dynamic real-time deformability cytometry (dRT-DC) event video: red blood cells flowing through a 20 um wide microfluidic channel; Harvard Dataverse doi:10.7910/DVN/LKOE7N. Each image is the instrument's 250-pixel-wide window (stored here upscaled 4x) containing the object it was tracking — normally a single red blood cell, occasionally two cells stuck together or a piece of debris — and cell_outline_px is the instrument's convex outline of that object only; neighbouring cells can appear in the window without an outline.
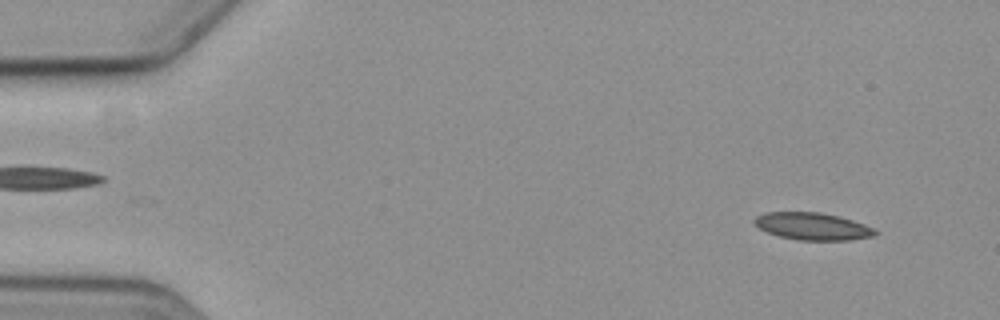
{"species": "common noctule bat (a hibernating species)", "species_latin": "Nyctalus noctula", "temperature_condition": "cold", "stored_images_in_passage": 8, "camera_frame_rate_fps": 3000, "um_per_image_px": 0.085, "animal": {"sex": "female", "body_mass_g": 19.3, "forearm_length_mm": 54.1}, "frame": {"image": 1, "passage_image": 1, "time_ms": 0.0, "image_size_px": [1000, 320], "cell_outline_px": [[880, 232], [876, 236], [848, 240], [796, 240], [780, 236], [768, 232], [752, 224], [752, 220], [756, 216], [768, 212], [816, 212], [836, 216], [852, 220], [864, 224]], "centroid_in_image_um": [69.06, 19.24], "position_along_channel_um": 15.9, "area_um2": 19.13}}
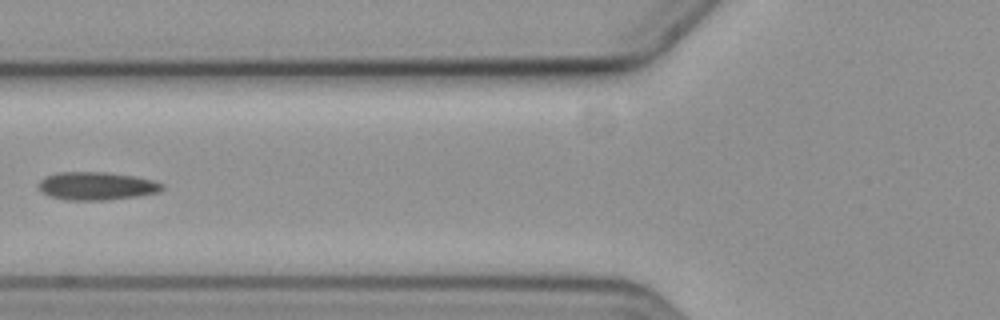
{"frame": {"image": 2, "passage_image": 6, "time_ms": 6.0, "image_size_px": [1000, 320], "cell_outline_px": [[164, 188], [160, 192], [136, 196], [104, 200], [68, 200], [48, 196], [40, 192], [36, 184], [44, 176], [56, 172], [108, 172], [136, 176], [152, 180], [164, 184]], "centroid_in_image_um": [8.16, 15.8], "position_along_channel_um": 117.6, "area_um2": 20.52}}
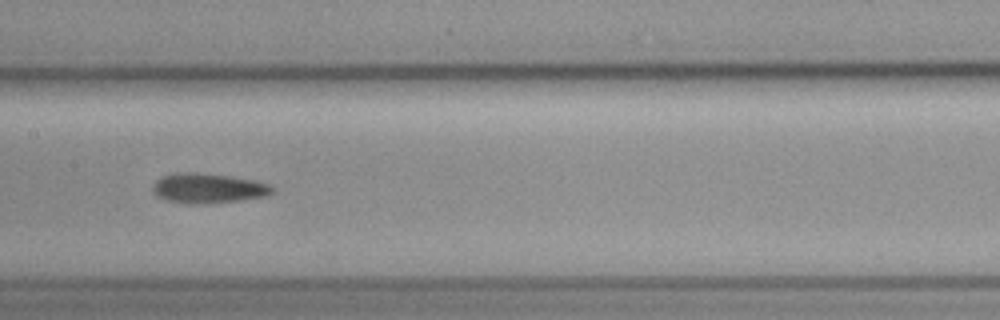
{"frame": {"image": 3, "passage_image": 8, "time_ms": 8.0, "image_size_px": [1000, 320], "cell_outline_px": [[276, 188], [268, 196], [240, 200], [196, 204], [188, 204], [164, 200], [156, 196], [152, 192], [152, 184], [156, 180], [164, 176], [180, 172], [196, 172], [228, 176], [256, 180], [268, 184]], "centroid_in_image_um": [17.67, 16.0], "position_along_channel_um": 189.7, "area_um2": 20.92}}